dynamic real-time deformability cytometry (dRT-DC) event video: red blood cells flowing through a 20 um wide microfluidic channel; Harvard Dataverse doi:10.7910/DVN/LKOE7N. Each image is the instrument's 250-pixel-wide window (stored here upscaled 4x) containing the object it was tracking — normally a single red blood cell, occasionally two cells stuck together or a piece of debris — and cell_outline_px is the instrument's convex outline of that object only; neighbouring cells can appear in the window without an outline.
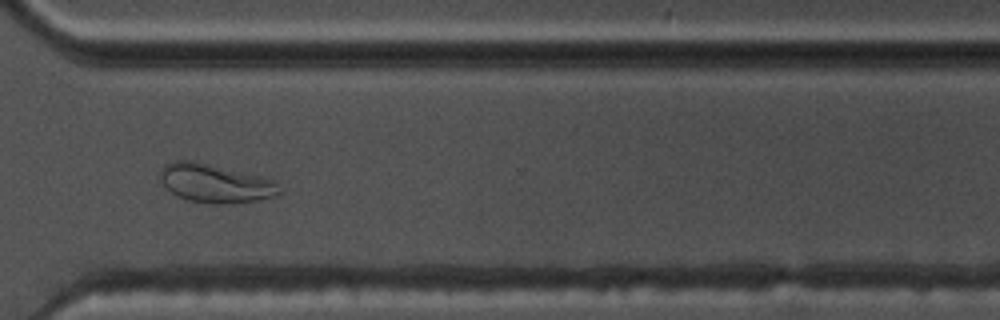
{"species": "common noctule bat (a hibernating species)", "species_latin": "Nyctalus noctula", "temperature_condition": "warm", "stored_images_in_passage": 37, "camera_frame_rate_fps": 3000, "um_per_image_px": 0.085, "animal": {"sex": "male", "body_mass_g": 17.5, "forearm_length_mm": 52.3}, "frame": {"image": 1, "passage_image": 27, "time_ms": 8.667, "image_size_px": [1000, 320], "cell_outline_px": [[284, 192], [276, 196], [256, 200], [228, 204], [216, 204], [188, 200], [176, 196], [156, 176], [160, 168], [164, 164], [176, 160], [192, 160], [260, 176], [272, 180]], "centroid_in_image_um": [18.25, 15.58], "position_along_channel_um": 352.4, "area_um2": 26.88}, "authors_computed_cell_mechanics": {"area_um2": 21.675, "velocity_mm_per_s": 3.6517, "shape_relaxation_time_tau1_ms": null, "shape_relaxation_time_tau2_ms": 1.9117, "deformation_change_tau1": null, "deformation_change_tau2": 0.0932}}